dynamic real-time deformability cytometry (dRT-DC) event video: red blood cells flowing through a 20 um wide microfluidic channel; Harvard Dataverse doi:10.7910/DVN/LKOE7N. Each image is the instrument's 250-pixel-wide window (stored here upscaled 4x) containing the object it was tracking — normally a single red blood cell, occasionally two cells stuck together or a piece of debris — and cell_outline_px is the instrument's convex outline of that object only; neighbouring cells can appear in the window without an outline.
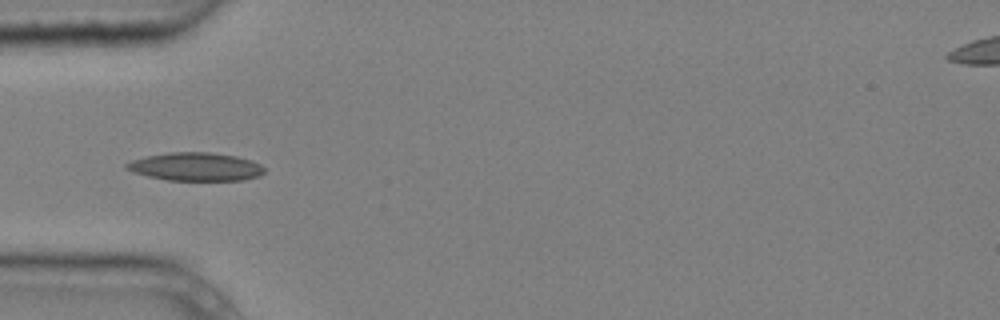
{"species": "common noctule bat (a hibernating species)", "species_latin": "Nyctalus noctula", "temperature_condition": "cold", "stored_images_in_passage": 6, "camera_frame_rate_fps": 3000, "um_per_image_px": 0.085, "animal": {"sex": "male", "body_mass_g": 20.4}, "frame": {"image": 1, "passage_image": 4, "time_ms": 1.0, "image_size_px": [1000, 320], "cell_outline_px": [[264, 172], [260, 176], [244, 180], [168, 180], [148, 176], [132, 172], [124, 168], [124, 164], [132, 160], [148, 156], [168, 152], [208, 152], [236, 156], [252, 160], [260, 164], [264, 168]], "centroid_in_image_um": [16.63, 14.17], "position_along_channel_um": 68.4, "area_um2": 22.72}}
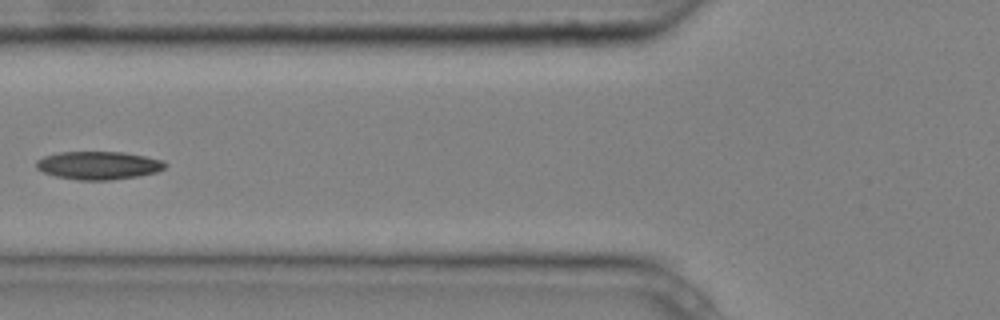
{"frame": {"image": 2, "passage_image": 5, "time_ms": 1.333, "image_size_px": [1000, 320], "cell_outline_px": [[168, 164], [164, 168], [156, 172], [136, 176], [112, 180], [80, 180], [56, 176], [44, 172], [36, 168], [36, 160], [44, 156], [60, 152], [124, 152], [164, 160]], "centroid_in_image_um": [8.38, 14.05], "position_along_channel_um": 117.4, "area_um2": 21.04}}
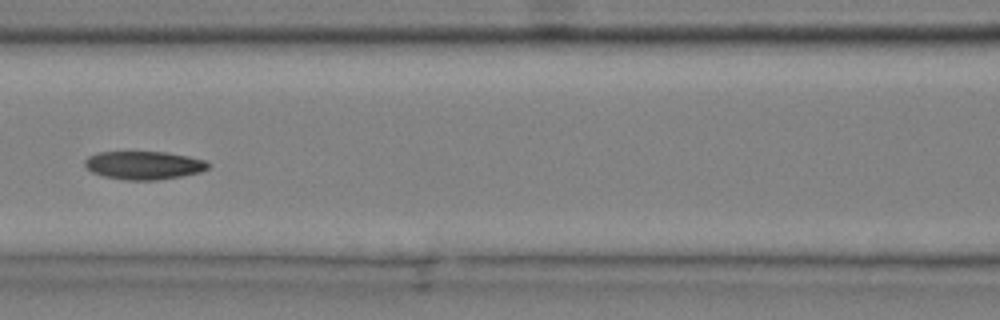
{"frame": {"image": 3, "passage_image": 6, "time_ms": 1.667, "image_size_px": [1000, 320], "cell_outline_px": [[212, 164], [208, 168], [200, 172], [180, 176], [156, 180], [124, 180], [104, 176], [92, 172], [84, 164], [84, 160], [88, 156], [96, 152], [168, 152], [188, 156], [204, 160]], "centroid_in_image_um": [12.22, 14.04], "position_along_channel_um": 154.4, "area_um2": 20.35}}